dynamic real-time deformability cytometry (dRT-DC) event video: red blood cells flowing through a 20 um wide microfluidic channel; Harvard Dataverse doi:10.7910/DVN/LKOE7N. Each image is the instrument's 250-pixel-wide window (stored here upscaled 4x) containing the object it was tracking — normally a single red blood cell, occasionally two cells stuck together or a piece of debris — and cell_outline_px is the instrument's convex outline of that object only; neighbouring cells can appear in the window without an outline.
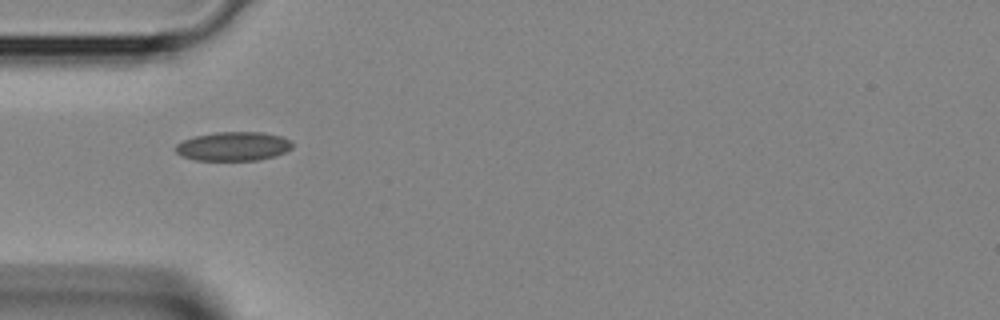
{"species": "Egyptian fruit bat (a non-hibernating species)", "species_latin": "Rousettus aegyptiacus", "temperature_condition": "room temperature", "stored_images_in_passage": 6, "camera_frame_rate_fps": 3000, "um_per_image_px": 0.085, "animal": {"sex": "female"}, "frame": {"image": 1, "passage_image": 5, "time_ms": 1.333, "image_size_px": [1000, 320], "cell_outline_px": [[292, 148], [276, 156], [260, 160], [196, 160], [180, 156], [176, 152], [176, 144], [192, 136], [216, 132], [264, 132], [280, 136], [292, 140]], "centroid_in_image_um": [19.84, 12.43], "position_along_channel_um": 65.2, "area_um2": 19.88}}
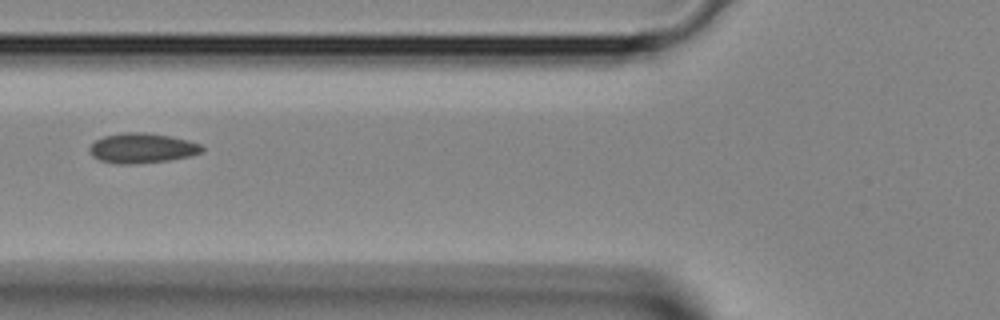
{"frame": {"image": 2, "passage_image": 6, "time_ms": 1.667, "image_size_px": [1000, 320], "cell_outline_px": [[204, 152], [192, 156], [168, 160], [132, 164], [116, 164], [100, 160], [92, 156], [88, 152], [88, 148], [96, 140], [104, 136], [124, 132], [144, 132], [168, 136], [188, 140], [200, 144], [204, 148]], "centroid_in_image_um": [12.07, 12.59], "position_along_channel_um": 113.7, "area_um2": 19.71}}